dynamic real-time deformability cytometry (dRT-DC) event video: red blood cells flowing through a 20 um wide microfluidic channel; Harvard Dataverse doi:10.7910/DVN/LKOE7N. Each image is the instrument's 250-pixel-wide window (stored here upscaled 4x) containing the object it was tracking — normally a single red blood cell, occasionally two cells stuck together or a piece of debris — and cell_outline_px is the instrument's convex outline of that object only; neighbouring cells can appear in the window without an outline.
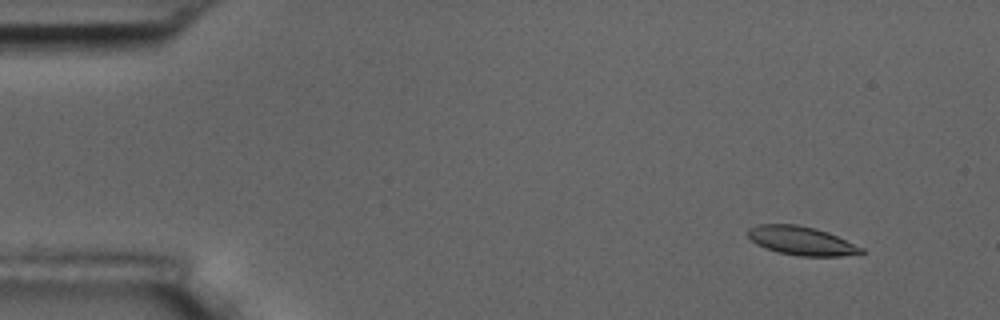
{"species": "common noctule bat (a hibernating species)", "species_latin": "Nyctalus noctula", "temperature_condition": "room temperature", "stored_images_in_passage": 6, "camera_frame_rate_fps": 3000, "um_per_image_px": 0.085, "animal": {"sex": "male", "body_mass_g": 17.5, "forearm_length_mm": 52.3}, "frame": {"image": 1, "passage_image": 2, "time_ms": 1.333, "image_size_px": [1000, 320], "cell_outline_px": [[864, 252], [840, 256], [800, 256], [776, 252], [764, 248], [756, 244], [748, 236], [748, 228], [760, 224], [796, 224], [816, 228], [828, 232], [864, 248]], "centroid_in_image_um": [68.09, 20.46], "position_along_channel_um": 16.9, "area_um2": 18.96}}
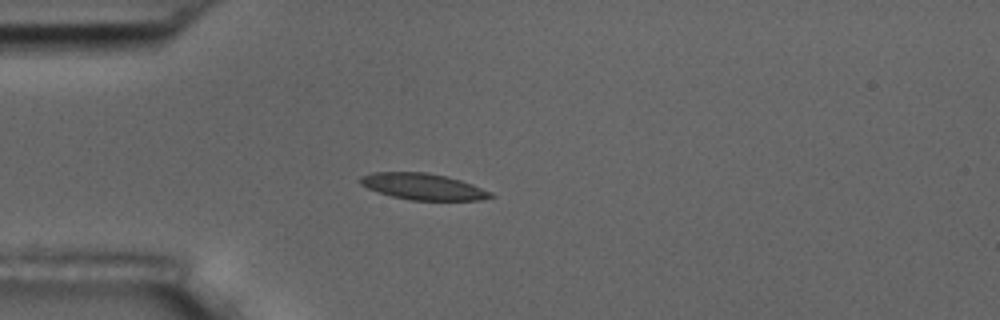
{"frame": {"image": 2, "passage_image": 5, "time_ms": 4.667, "image_size_px": [1000, 320], "cell_outline_px": [[496, 196], [480, 200], [412, 200], [392, 196], [368, 188], [360, 184], [360, 176], [372, 172], [424, 172], [444, 176], [460, 180], [472, 184], [492, 192]], "centroid_in_image_um": [35.97, 15.86], "position_along_channel_um": 49.0, "area_um2": 19.83}}